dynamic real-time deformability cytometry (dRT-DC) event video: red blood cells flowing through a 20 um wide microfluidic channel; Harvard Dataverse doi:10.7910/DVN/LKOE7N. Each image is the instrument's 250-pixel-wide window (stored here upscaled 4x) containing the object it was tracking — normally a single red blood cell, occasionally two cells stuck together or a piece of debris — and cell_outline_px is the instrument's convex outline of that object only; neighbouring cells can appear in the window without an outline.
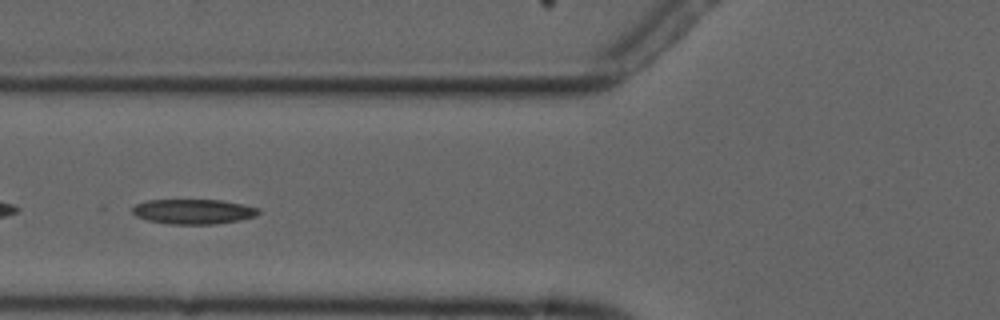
{"species": "common noctule bat (a hibernating species)", "species_latin": "Nyctalus noctula", "temperature_condition": "cold", "stored_images_in_passage": 8, "camera_frame_rate_fps": 3000, "um_per_image_px": 0.085, "animal": {"sex": "male", "forearm_length_mm": 52.5}, "frame": {"image": 1, "passage_image": 5, "time_ms": 4.667, "image_size_px": [1000, 320], "cell_outline_px": [[260, 212], [256, 216], [236, 220], [212, 224], [168, 224], [148, 220], [136, 216], [132, 212], [132, 208], [136, 204], [148, 200], [224, 200], [244, 204], [260, 208]], "centroid_in_image_um": [16.45, 17.97], "position_along_channel_um": 109.4, "area_um2": 18.26}}
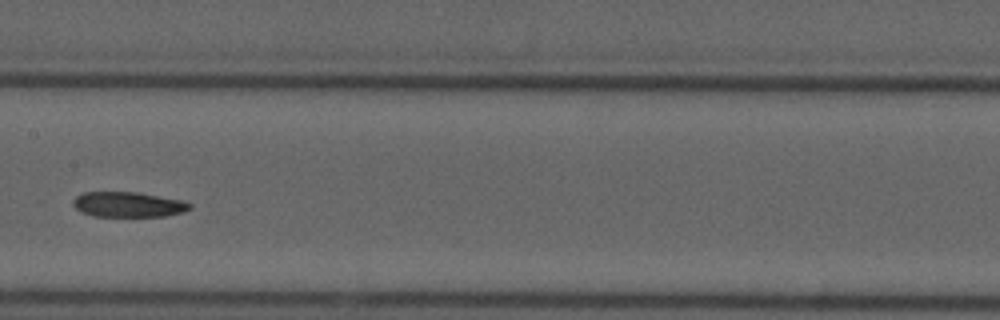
{"frame": {"image": 2, "passage_image": 7, "time_ms": 7.0, "image_size_px": [1000, 320], "cell_outline_px": [[192, 208], [184, 212], [164, 216], [92, 216], [80, 212], [72, 204], [72, 200], [76, 196], [84, 192], [136, 192], [180, 200], [192, 204]], "centroid_in_image_um": [10.87, 17.39], "position_along_channel_um": 196.5, "area_um2": 17.11}}
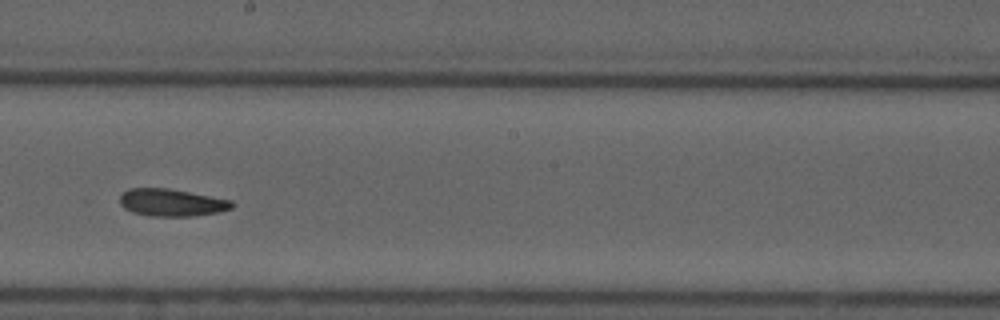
{"frame": {"image": 3, "passage_image": 8, "time_ms": 8.0, "image_size_px": [1000, 320], "cell_outline_px": [[236, 204], [232, 208], [220, 212], [192, 216], [152, 216], [132, 212], [124, 208], [120, 204], [120, 196], [128, 188], [168, 188], [232, 200]], "centroid_in_image_um": [14.61, 17.22], "position_along_channel_um": 233.6, "area_um2": 17.92}}